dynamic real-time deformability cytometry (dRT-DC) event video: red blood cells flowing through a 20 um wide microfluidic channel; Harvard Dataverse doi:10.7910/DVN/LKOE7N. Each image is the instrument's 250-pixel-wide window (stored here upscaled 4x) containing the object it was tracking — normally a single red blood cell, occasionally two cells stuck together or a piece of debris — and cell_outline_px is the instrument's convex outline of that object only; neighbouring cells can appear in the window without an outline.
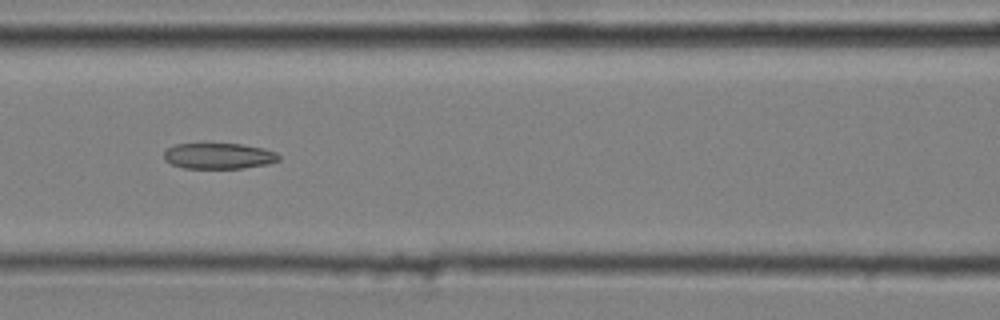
{"species": "common noctule bat (a hibernating species)", "species_latin": "Nyctalus noctula", "temperature_condition": "cold", "stored_images_in_passage": 10, "camera_frame_rate_fps": 3000, "um_per_image_px": 0.085, "animal": {"sex": "male", "body_mass_g": 20.4}, "frame": {"image": 1, "passage_image": 7, "time_ms": 2.0, "image_size_px": [1000, 320], "cell_outline_px": [[280, 160], [268, 164], [244, 168], [184, 168], [172, 164], [164, 160], [164, 152], [168, 148], [176, 144], [240, 144], [264, 148], [276, 152], [280, 156]], "centroid_in_image_um": [18.62, 13.26], "position_along_channel_um": 148.0, "area_um2": 17.28}}
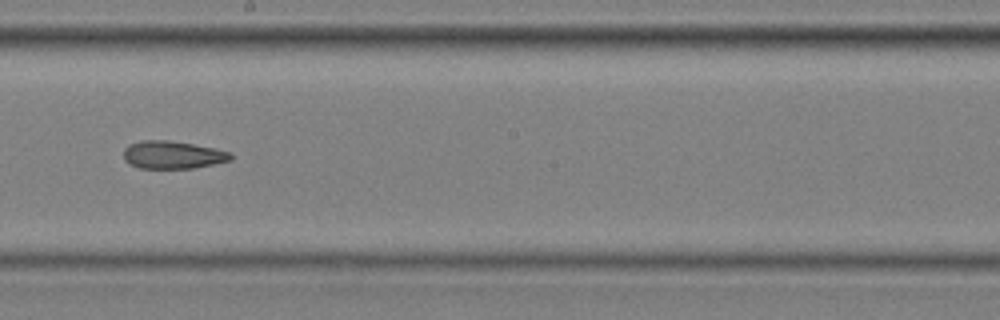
{"frame": {"image": 2, "passage_image": 9, "time_ms": 2.667, "image_size_px": [1000, 320], "cell_outline_px": [[232, 160], [192, 168], [140, 168], [128, 164], [124, 160], [124, 148], [128, 144], [140, 140], [168, 140], [216, 148], [232, 152]], "centroid_in_image_um": [14.66, 13.15], "position_along_channel_um": 233.5, "area_um2": 17.46}}
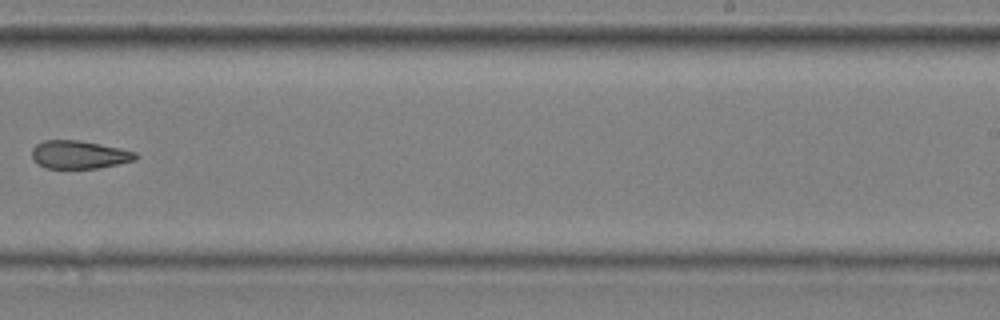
{"frame": {"image": 3, "passage_image": 10, "time_ms": 3.0, "image_size_px": [1000, 320], "cell_outline_px": [[140, 156], [136, 160], [100, 168], [44, 168], [32, 160], [32, 148], [36, 144], [44, 140], [80, 140], [120, 148], [136, 152]], "centroid_in_image_um": [6.73, 13.15], "position_along_channel_um": 282.3, "area_um2": 17.17}}